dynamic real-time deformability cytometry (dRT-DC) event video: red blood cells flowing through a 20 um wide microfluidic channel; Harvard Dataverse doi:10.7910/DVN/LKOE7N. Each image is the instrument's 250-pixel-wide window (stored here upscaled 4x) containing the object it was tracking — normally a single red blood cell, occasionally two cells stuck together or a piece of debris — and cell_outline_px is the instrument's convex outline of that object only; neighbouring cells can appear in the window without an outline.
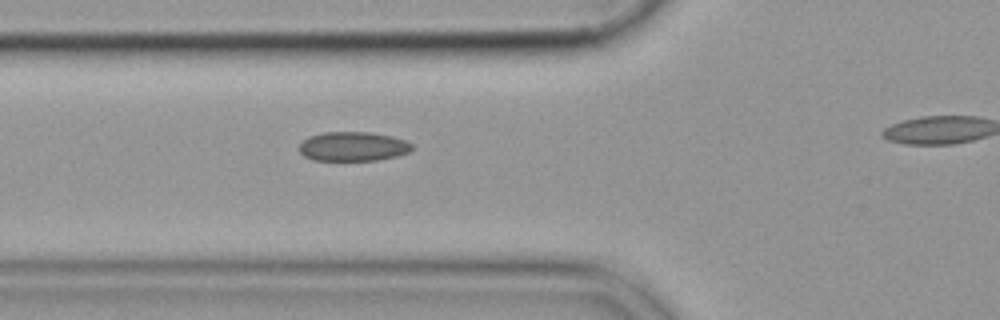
{"species": "common noctule bat (a hibernating species)", "species_latin": "Nyctalus noctula", "temperature_condition": "cold", "stored_images_in_passage": 17, "camera_frame_rate_fps": 3000, "um_per_image_px": 0.085, "animal": {"sex": "female", "body_mass_g": 19.9}, "frame": {"image": 1, "passage_image": 3, "time_ms": 0.667, "image_size_px": [1000, 320], "cell_outline_px": [[412, 148], [408, 152], [396, 156], [376, 160], [312, 160], [304, 156], [300, 152], [300, 144], [308, 136], [324, 132], [372, 132], [392, 136], [404, 140], [412, 144]], "centroid_in_image_um": [29.99, 12.44], "position_along_channel_um": 95.8, "area_um2": 19.19}}